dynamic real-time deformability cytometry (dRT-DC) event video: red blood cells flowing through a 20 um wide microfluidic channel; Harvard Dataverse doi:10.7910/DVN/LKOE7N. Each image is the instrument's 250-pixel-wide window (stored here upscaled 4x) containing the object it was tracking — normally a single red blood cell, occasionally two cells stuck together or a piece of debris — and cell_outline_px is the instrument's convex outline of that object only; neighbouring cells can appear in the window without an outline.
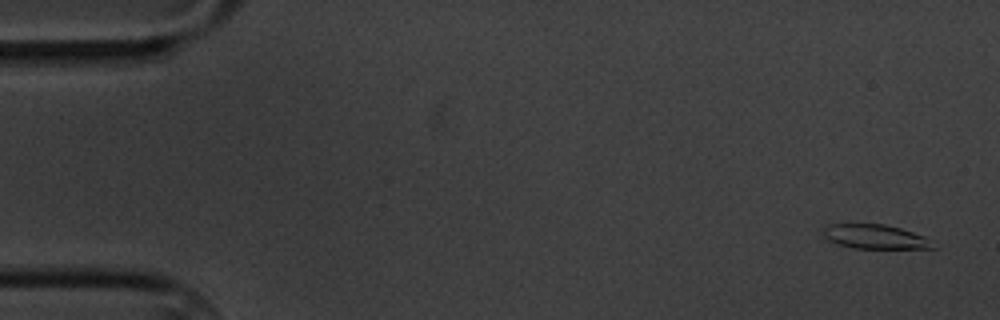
{"species": "common noctule bat (a hibernating species)", "species_latin": "Nyctalus noctula", "temperature_condition": "cold", "stored_images_in_passage": 6, "camera_frame_rate_fps": 3000, "um_per_image_px": 0.085, "animal": {"sex": "male", "body_mass_g": 20.1, "forearm_length_mm": 53.5}, "frame": {"image": 1, "passage_image": 1, "time_ms": 0.0, "image_size_px": [1000, 320], "cell_outline_px": [[936, 248], [852, 248], [828, 240], [824, 236], [824, 228], [828, 224], [884, 224], [900, 228], [924, 236]], "centroid_in_image_um": [74.35, 20.11], "position_along_channel_um": 10.6, "area_um2": 15.2}}